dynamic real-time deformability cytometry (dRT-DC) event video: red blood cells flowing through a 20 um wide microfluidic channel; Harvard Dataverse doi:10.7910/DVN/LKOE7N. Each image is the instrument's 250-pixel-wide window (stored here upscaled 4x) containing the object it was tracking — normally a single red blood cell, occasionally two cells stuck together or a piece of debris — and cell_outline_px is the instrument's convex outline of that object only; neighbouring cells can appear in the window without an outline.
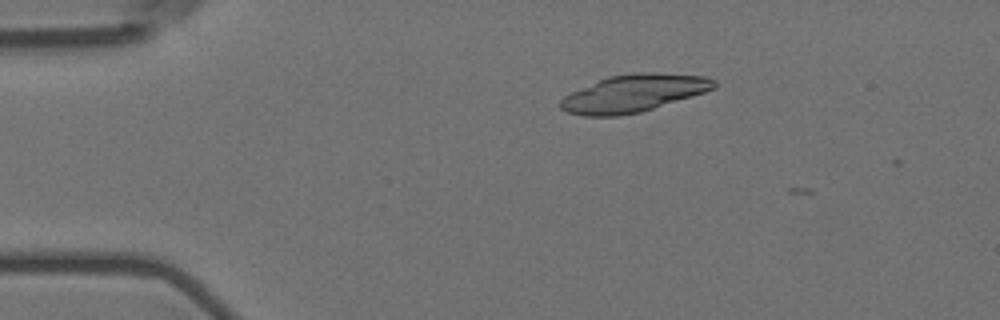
{"species": "Egyptian fruit bat (a non-hibernating species)", "species_latin": "Rousettus aegyptiacus", "temperature_condition": "room temperature", "stored_images_in_passage": 3, "camera_frame_rate_fps": 3000, "um_per_image_px": 0.085, "animal": {"sex": "female"}, "frame": {"image": 1, "passage_image": 2, "time_ms": 0.333, "image_size_px": [1000, 320], "cell_outline_px": [[716, 88], [692, 96], [640, 112], [620, 116], [584, 116], [568, 112], [560, 108], [560, 100], [564, 96], [572, 92], [608, 76], [636, 72], [652, 72], [704, 76], [716, 80]], "centroid_in_image_um": [53.86, 7.93], "position_along_channel_um": 31.1, "area_um2": 33.23}}